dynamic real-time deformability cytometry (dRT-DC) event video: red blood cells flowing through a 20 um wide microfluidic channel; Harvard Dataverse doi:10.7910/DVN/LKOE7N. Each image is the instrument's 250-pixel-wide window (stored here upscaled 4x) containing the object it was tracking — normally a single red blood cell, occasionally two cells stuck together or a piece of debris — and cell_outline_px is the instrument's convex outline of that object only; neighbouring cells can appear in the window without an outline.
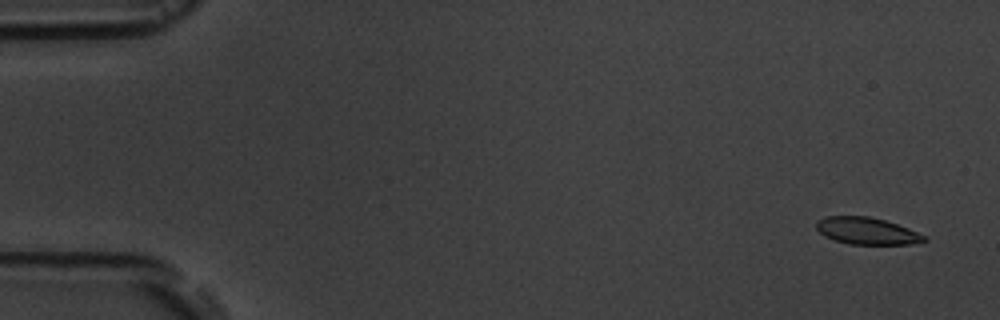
{"species": "common noctule bat (a hibernating species)", "species_latin": "Nyctalus noctula", "temperature_condition": "room temperature", "stored_images_in_passage": 5, "camera_frame_rate_fps": 3000, "um_per_image_px": 0.085, "animal": {"sex": "male", "body_mass_g": 19.5, "forearm_length_mm": 54.6}, "frame": {"image": 1, "passage_image": 1, "time_ms": 0.0, "image_size_px": [1000, 320], "cell_outline_px": [[928, 240], [908, 244], [848, 244], [824, 236], [816, 228], [816, 220], [824, 216], [868, 216], [884, 220], [908, 228], [928, 236]], "centroid_in_image_um": [73.67, 19.62], "position_along_channel_um": 11.3, "area_um2": 16.94}}
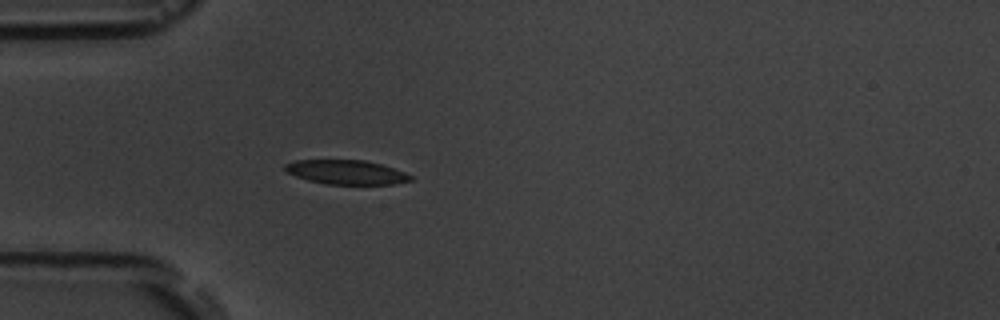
{"frame": {"image": 2, "passage_image": 5, "time_ms": 4.667, "image_size_px": [1000, 320], "cell_outline_px": [[412, 180], [392, 184], [324, 184], [308, 180], [296, 176], [288, 172], [284, 168], [284, 164], [296, 160], [364, 160], [380, 164], [404, 172], [412, 176]], "centroid_in_image_um": [29.41, 14.63], "position_along_channel_um": 55.6, "area_um2": 17.57}}